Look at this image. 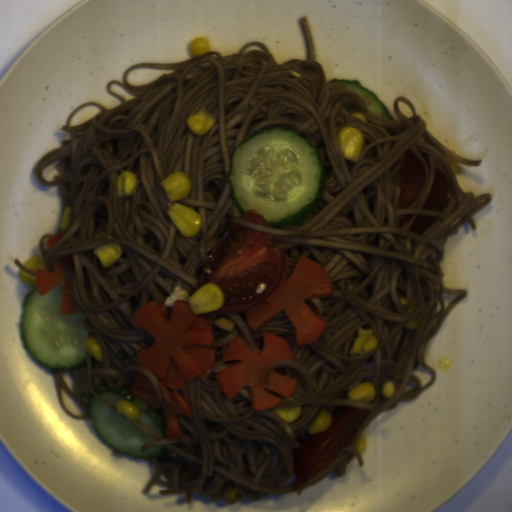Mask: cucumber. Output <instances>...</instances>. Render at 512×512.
<instances>
[{
	"label": "cucumber",
	"mask_w": 512,
	"mask_h": 512,
	"mask_svg": "<svg viewBox=\"0 0 512 512\" xmlns=\"http://www.w3.org/2000/svg\"><path fill=\"white\" fill-rule=\"evenodd\" d=\"M227 180L237 207L256 210L272 228L299 225L325 188L321 154L298 129L261 128L232 152Z\"/></svg>",
	"instance_id": "cucumber-1"
},
{
	"label": "cucumber",
	"mask_w": 512,
	"mask_h": 512,
	"mask_svg": "<svg viewBox=\"0 0 512 512\" xmlns=\"http://www.w3.org/2000/svg\"><path fill=\"white\" fill-rule=\"evenodd\" d=\"M62 286L40 295L37 287L22 298L19 331L29 356L53 374L78 369L87 363L85 313H60Z\"/></svg>",
	"instance_id": "cucumber-2"
},
{
	"label": "cucumber",
	"mask_w": 512,
	"mask_h": 512,
	"mask_svg": "<svg viewBox=\"0 0 512 512\" xmlns=\"http://www.w3.org/2000/svg\"><path fill=\"white\" fill-rule=\"evenodd\" d=\"M89 418L100 440L113 451L134 458H148L163 452L165 444L140 449L145 443L156 439L144 432L136 422L117 414L110 407L90 394L88 398Z\"/></svg>",
	"instance_id": "cucumber-3"
},
{
	"label": "cucumber",
	"mask_w": 512,
	"mask_h": 512,
	"mask_svg": "<svg viewBox=\"0 0 512 512\" xmlns=\"http://www.w3.org/2000/svg\"><path fill=\"white\" fill-rule=\"evenodd\" d=\"M95 392L102 399L116 406L117 401L131 402L138 408L139 421L144 424L147 428L154 431L155 433L166 436V427L164 419L161 415L157 414L155 409L147 402L143 401L137 395H134L122 388L112 387L103 385Z\"/></svg>",
	"instance_id": "cucumber-4"
},
{
	"label": "cucumber",
	"mask_w": 512,
	"mask_h": 512,
	"mask_svg": "<svg viewBox=\"0 0 512 512\" xmlns=\"http://www.w3.org/2000/svg\"><path fill=\"white\" fill-rule=\"evenodd\" d=\"M327 81L330 84H339L357 93L361 97L371 99V103L365 105L368 110L377 114L380 117L393 120V115L386 108V106L383 104V102L380 100L377 94L367 86H363L355 77L353 79H342L336 77L333 79H329Z\"/></svg>",
	"instance_id": "cucumber-5"
}]
</instances>
